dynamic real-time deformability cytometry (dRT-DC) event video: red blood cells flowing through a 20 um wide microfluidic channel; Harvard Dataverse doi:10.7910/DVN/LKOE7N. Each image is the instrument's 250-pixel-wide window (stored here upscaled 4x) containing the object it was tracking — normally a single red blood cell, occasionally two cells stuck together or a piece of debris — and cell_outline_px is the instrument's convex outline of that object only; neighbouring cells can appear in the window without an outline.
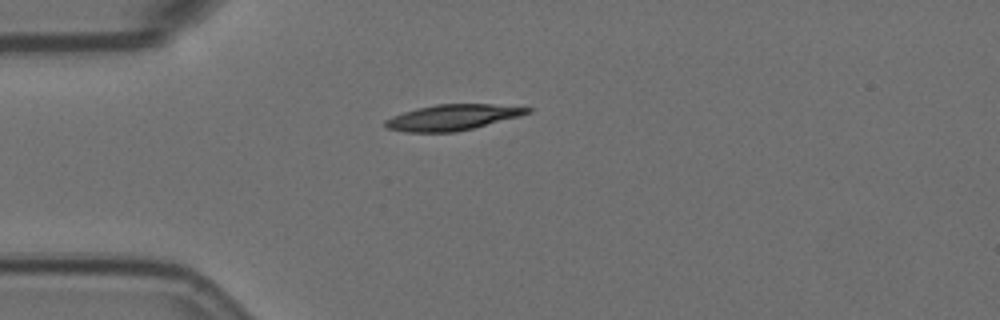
{"species": "Egyptian fruit bat (a non-hibernating species)", "species_latin": "Rousettus aegyptiacus", "temperature_condition": "room temperature", "stored_images_in_passage": 12, "camera_frame_rate_fps": 3000, "um_per_image_px": 0.085, "animal": {"sex": "female"}, "frame": {"image": 1, "passage_image": 1, "time_ms": 0.0, "image_size_px": [1000, 320], "cell_outline_px": [[532, 112], [520, 116], [456, 132], [404, 132], [388, 128], [384, 124], [384, 120], [392, 116], [404, 112], [436, 104], [492, 104], [532, 108]], "centroid_in_image_um": [38.47, 9.98], "position_along_channel_um": 46.5, "area_um2": 21.1}}
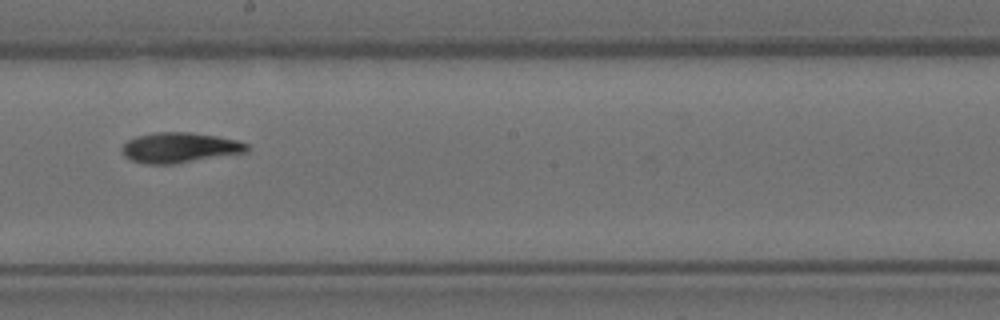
{"frame": {"image": 2, "passage_image": 6, "time_ms": 1.667, "image_size_px": [1000, 320], "cell_outline_px": [[248, 152], [172, 164], [148, 164], [132, 160], [124, 156], [120, 148], [128, 140], [136, 136], [156, 132], [188, 132], [216, 136], [236, 140], [248, 144]], "centroid_in_image_um": [15.25, 12.55], "position_along_channel_um": 233.0, "area_um2": 21.91}}
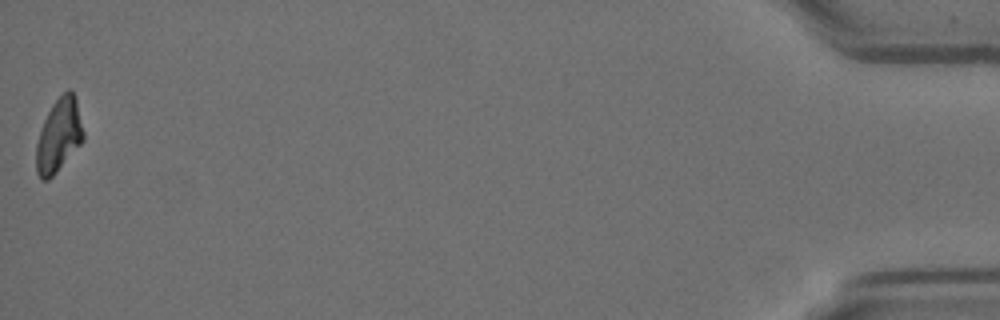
{"frame": {"image": 3, "passage_image": 12, "time_ms": 3.667, "image_size_px": [1000, 320], "cell_outline_px": [[84, 140], [56, 172], [48, 180], [40, 180], [36, 172], [36, 144], [44, 120], [52, 104], [68, 88], [76, 96], [84, 132]], "centroid_in_image_um": [5.0, 11.51], "position_along_channel_um": 430.2, "area_um2": 20.11}}